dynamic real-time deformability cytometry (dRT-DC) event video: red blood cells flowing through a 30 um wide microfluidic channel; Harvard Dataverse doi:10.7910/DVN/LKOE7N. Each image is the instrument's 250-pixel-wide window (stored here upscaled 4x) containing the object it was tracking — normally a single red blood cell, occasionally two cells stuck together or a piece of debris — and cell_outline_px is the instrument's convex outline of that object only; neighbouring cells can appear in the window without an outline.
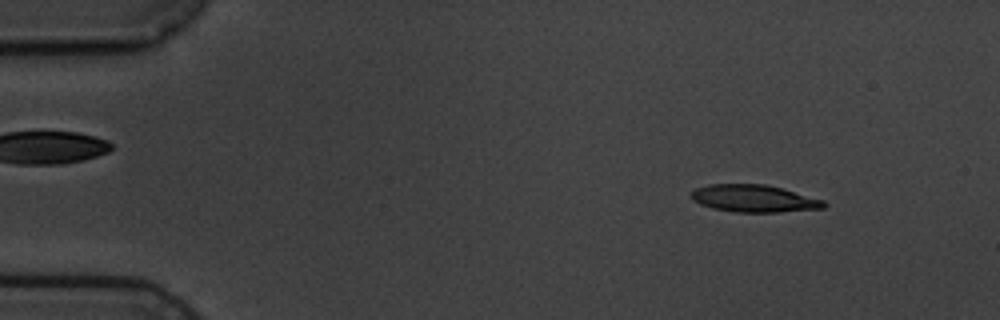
{"species": "common noctule bat (a hibernating species)", "species_latin": "Nyctalus noctula", "temperature_condition": "cold", "stored_images_in_passage": 5, "segment_of_instrument_passage": [1, 2], "camera_frame_rate_fps": 3000, "um_per_image_px": 0.085, "animal": {"sex": "male", "body_mass_g": 19.5, "forearm_length_mm": 54.6}, "frame": {"image": 1, "passage_image": 1, "time_ms": 0.0, "image_size_px": [1000, 320], "cell_outline_px": [[828, 204], [824, 208], [780, 212], [736, 212], [712, 208], [700, 204], [692, 200], [692, 192], [696, 188], [708, 184], [764, 184], [780, 188], [824, 200]], "centroid_in_image_um": [64.09, 16.88], "position_along_channel_um": 20.9, "area_um2": 20.98}}